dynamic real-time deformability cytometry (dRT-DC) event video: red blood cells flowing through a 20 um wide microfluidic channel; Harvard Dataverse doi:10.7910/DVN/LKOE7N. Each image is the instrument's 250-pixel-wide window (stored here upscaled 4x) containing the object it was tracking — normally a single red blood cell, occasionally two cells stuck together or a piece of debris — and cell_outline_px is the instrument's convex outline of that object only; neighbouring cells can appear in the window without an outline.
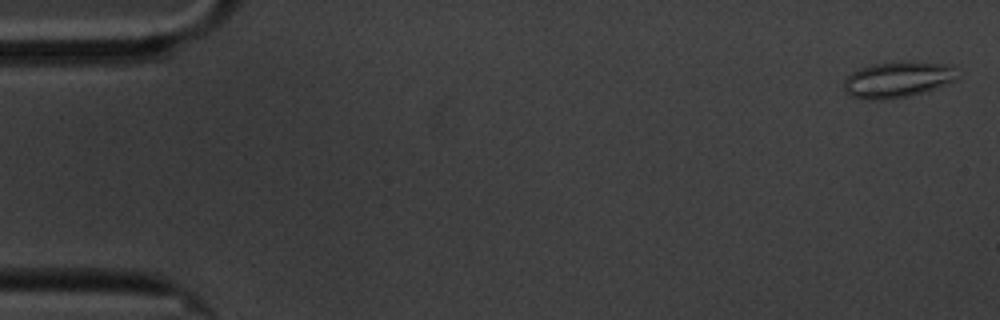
{"species": "common noctule bat (a hibernating species)", "species_latin": "Nyctalus noctula", "temperature_condition": "cold", "stored_images_in_passage": 59, "camera_frame_rate_fps": 3000, "um_per_image_px": 0.085, "animal": {"sex": "male", "body_mass_g": 20.1, "forearm_length_mm": 53.5}, "frame": {"image": 1, "passage_image": 1, "time_ms": 0.0, "image_size_px": [1000, 320], "cell_outline_px": [[960, 76], [956, 80], [920, 92], [904, 96], [880, 100], [864, 100], [852, 96], [844, 88], [844, 80], [852, 72], [860, 68], [872, 64], [900, 60], [944, 64], [952, 68]], "centroid_in_image_um": [76.25, 6.74], "position_along_channel_um": 8.7, "area_um2": 23.47}}
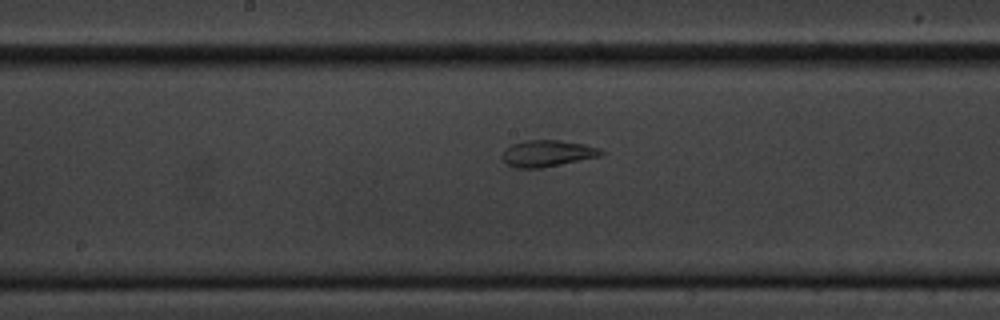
{"frame": {"image": 2, "passage_image": 30, "time_ms": 9.667, "image_size_px": [1000, 320], "cell_outline_px": [[608, 152], [600, 156], [540, 168], [512, 168], [500, 156], [504, 148], [512, 144], [524, 140], [560, 140], [584, 144], [600, 148]], "centroid_in_image_um": [46.51, 13.03], "position_along_channel_um": 201.7, "area_um2": 15.43}}
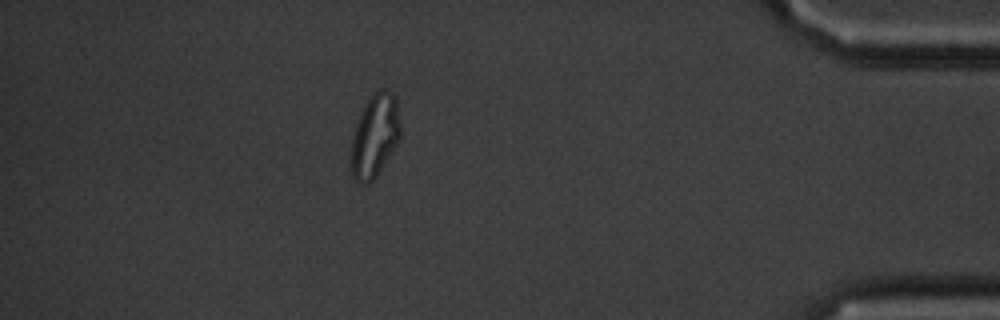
{"frame": {"image": 3, "passage_image": 52, "time_ms": 17.0, "image_size_px": [1000, 320], "cell_outline_px": [[400, 140], [376, 176], [368, 184], [360, 184], [352, 180], [348, 164], [348, 160], [352, 140], [356, 124], [368, 100], [380, 88], [384, 88], [392, 92], [396, 96], [400, 124]], "centroid_in_image_um": [31.83, 11.61], "position_along_channel_um": 403.4, "area_um2": 24.28}, "authors_computed_cell_mechanics": {"area_um2": 20.2878, "velocity_mm_per_s": 3.3606, "shape_relaxation_time_tau1_ms": null, "shape_relaxation_time_tau2_ms": 1.5772, "deformation_change_tau1": null, "deformation_change_tau2": 0.0516}}